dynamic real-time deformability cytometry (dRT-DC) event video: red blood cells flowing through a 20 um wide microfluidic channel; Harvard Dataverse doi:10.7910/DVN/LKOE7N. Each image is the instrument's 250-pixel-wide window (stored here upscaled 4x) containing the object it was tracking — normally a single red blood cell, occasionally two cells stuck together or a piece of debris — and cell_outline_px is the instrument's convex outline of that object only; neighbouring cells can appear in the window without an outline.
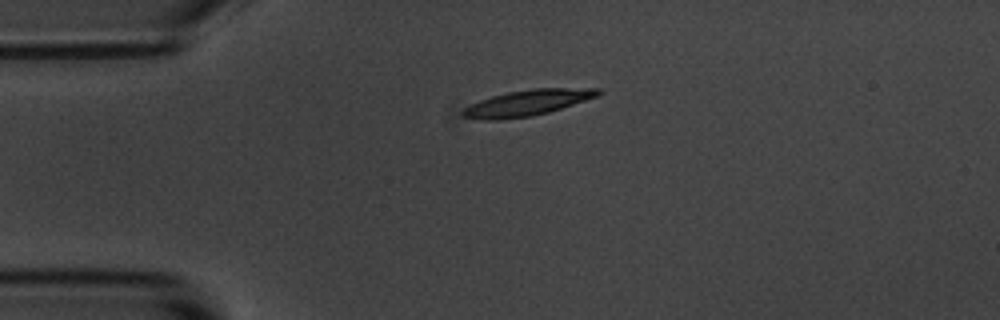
{"species": "common noctule bat (a hibernating species)", "species_latin": "Nyctalus noctula", "temperature_condition": "room temperature", "stored_images_in_passage": 2, "camera_frame_rate_fps": 3000, "um_per_image_px": 0.085, "animal": {"sex": "male", "body_mass_g": 20.1, "forearm_length_mm": 53.5}, "frame": {"image": 1, "passage_image": 1, "time_ms": 0.0, "image_size_px": [1000, 320], "cell_outline_px": [[604, 92], [600, 96], [548, 112], [532, 116], [500, 120], [480, 120], [464, 116], [460, 112], [464, 108], [480, 100], [492, 96], [508, 92], [536, 88], [600, 88]], "centroid_in_image_um": [44.87, 8.74], "position_along_channel_um": 40.1, "area_um2": 20.46}}